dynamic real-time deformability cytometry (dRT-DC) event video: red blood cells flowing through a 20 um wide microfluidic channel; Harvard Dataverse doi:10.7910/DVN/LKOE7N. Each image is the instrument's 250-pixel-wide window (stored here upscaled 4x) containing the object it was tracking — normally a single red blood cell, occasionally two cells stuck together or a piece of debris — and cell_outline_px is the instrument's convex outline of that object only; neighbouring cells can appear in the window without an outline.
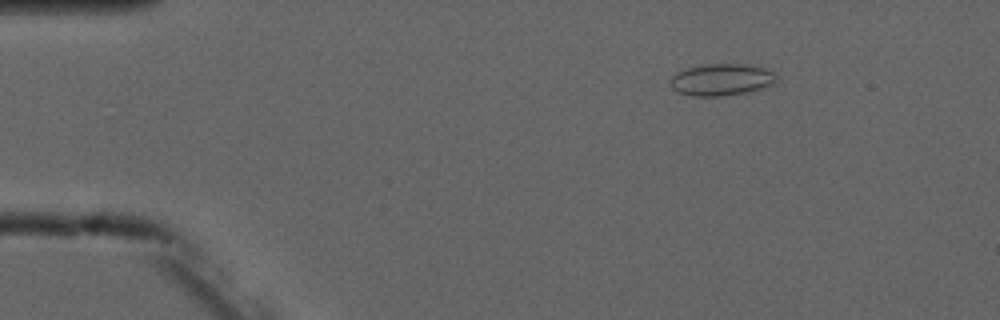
{"species": "common noctule bat (a hibernating species)", "species_latin": "Nyctalus noctula", "temperature_condition": "cold", "stored_images_in_passage": 6, "segment_of_instrument_passage": [1, 2], "camera_frame_rate_fps": 3000, "um_per_image_px": 0.085, "animal": {"sex": "male", "forearm_length_mm": 52.5}, "frame": {"image": 1, "passage_image": 3, "time_ms": 2.333, "image_size_px": [1000, 320], "cell_outline_px": [[776, 80], [772, 84], [748, 92], [720, 96], [692, 96], [680, 92], [672, 88], [668, 80], [676, 72], [688, 68], [704, 64], [744, 64], [768, 68], [776, 72]], "centroid_in_image_um": [61.33, 6.76], "position_along_channel_um": 23.7, "area_um2": 19.77}}